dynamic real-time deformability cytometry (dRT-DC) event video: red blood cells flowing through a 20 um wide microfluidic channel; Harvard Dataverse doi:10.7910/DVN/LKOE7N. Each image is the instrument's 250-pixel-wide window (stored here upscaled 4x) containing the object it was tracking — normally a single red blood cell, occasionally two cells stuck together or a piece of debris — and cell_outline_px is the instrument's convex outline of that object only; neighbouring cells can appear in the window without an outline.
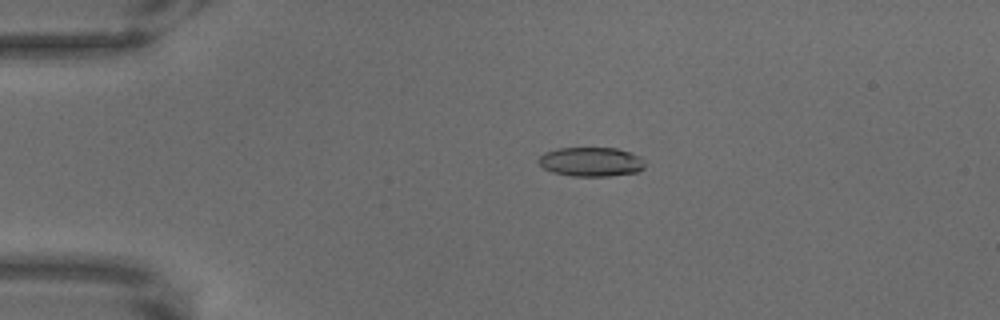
{"species": "common noctule bat (a hibernating species)", "species_latin": "Nyctalus noctula", "temperature_condition": "warm", "stored_images_in_passage": 68, "camera_frame_rate_fps": 3000, "um_per_image_px": 0.085, "animal": {"sex": "male", "body_mass_g": 18.8}, "frame": {"image": 1, "passage_image": 15, "time_ms": 4.667, "image_size_px": [1000, 320], "cell_outline_px": [[644, 168], [636, 172], [608, 176], [572, 176], [552, 172], [544, 168], [536, 160], [544, 152], [556, 148], [616, 148], [640, 156], [644, 164]], "centroid_in_image_um": [50.2, 13.75], "position_along_channel_um": 34.8, "area_um2": 18.09}}
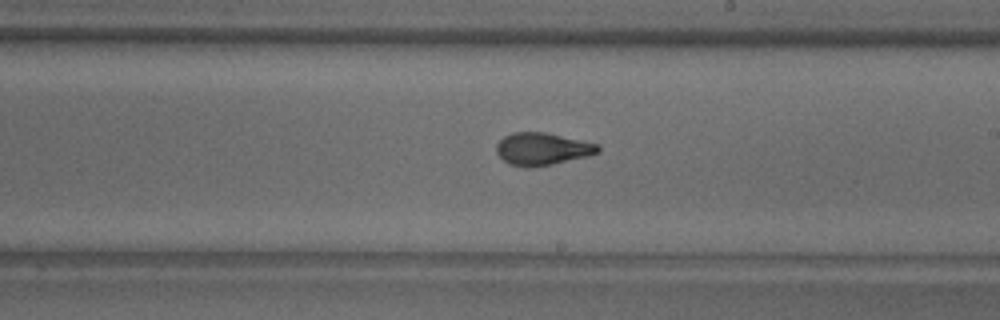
{"frame": {"image": 2, "passage_image": 40, "time_ms": 13.0, "image_size_px": [1000, 320], "cell_outline_px": [[600, 152], [588, 156], [552, 164], [532, 168], [528, 168], [508, 164], [496, 152], [496, 144], [504, 136], [512, 132], [544, 132], [600, 144]], "centroid_in_image_um": [46.09, 12.66], "position_along_channel_um": 242.9, "area_um2": 19.31}}
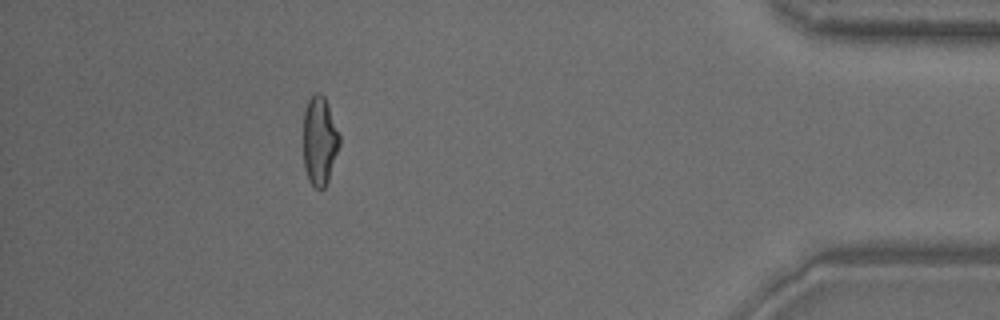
{"frame": {"image": 3, "passage_image": 61, "time_ms": 20.0, "image_size_px": [1000, 320], "cell_outline_px": [[340, 144], [328, 180], [324, 188], [320, 192], [308, 180], [304, 168], [304, 112], [308, 100], [316, 92], [320, 92], [324, 96], [340, 136]], "centroid_in_image_um": [27.16, 12.0], "position_along_channel_um": 408.0, "area_um2": 18.61}}